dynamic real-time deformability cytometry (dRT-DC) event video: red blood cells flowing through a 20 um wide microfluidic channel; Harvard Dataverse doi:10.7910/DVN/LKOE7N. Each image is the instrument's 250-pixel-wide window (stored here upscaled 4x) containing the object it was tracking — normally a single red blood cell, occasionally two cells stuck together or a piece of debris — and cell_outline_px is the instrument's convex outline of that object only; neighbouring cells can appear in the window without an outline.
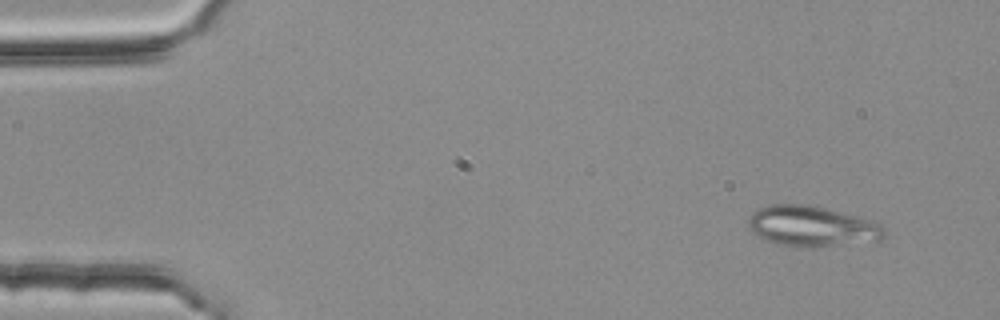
{"species": "common noctule bat (a hibernating species)", "species_latin": "Nyctalus noctula", "temperature_condition": "room temperature", "stored_images_in_passage": 3, "camera_frame_rate_fps": 3000, "um_per_image_px": 0.085, "animal": {"sex": "female", "body_mass_g": 25.1}, "frame": {"image": 1, "passage_image": 1, "time_ms": 0.0, "image_size_px": [1000, 320], "cell_outline_px": [[884, 236], [880, 240], [836, 244], [776, 244], [764, 240], [748, 224], [748, 216], [752, 212], [760, 208], [772, 204], [804, 204], [824, 208], [872, 220], [880, 224], [884, 228]], "centroid_in_image_um": [68.99, 19.18], "position_along_channel_um": 16.0, "area_um2": 30.69}}